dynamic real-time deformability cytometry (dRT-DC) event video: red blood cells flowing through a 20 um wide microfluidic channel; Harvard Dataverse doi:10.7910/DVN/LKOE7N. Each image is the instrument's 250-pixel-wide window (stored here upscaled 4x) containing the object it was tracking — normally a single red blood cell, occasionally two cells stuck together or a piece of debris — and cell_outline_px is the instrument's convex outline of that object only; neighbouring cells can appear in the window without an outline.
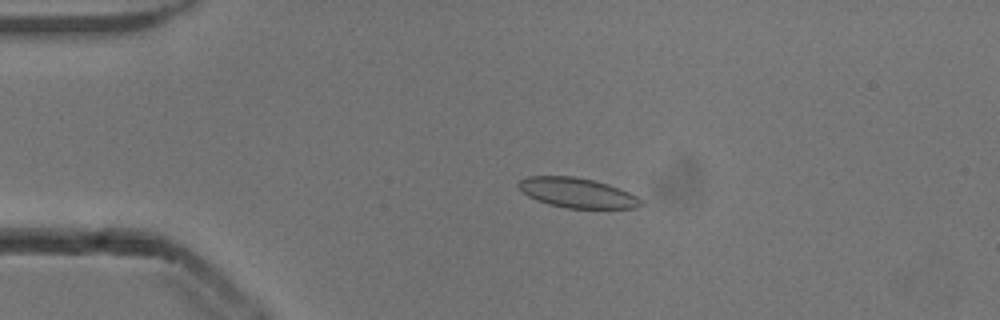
{"species": "common noctule bat (a hibernating species)", "species_latin": "Nyctalus noctula", "temperature_condition": "cold", "stored_images_in_passage": 53, "camera_frame_rate_fps": 3000, "um_per_image_px": 0.085, "animal": {"sex": "male", "body_mass_g": 13.3}, "frame": {"image": 1, "passage_image": 11, "time_ms": 3.333, "image_size_px": [1000, 320], "cell_outline_px": [[644, 204], [636, 208], [568, 208], [548, 204], [536, 200], [528, 196], [516, 184], [520, 180], [528, 176], [576, 176], [596, 180], [608, 184], [628, 192], [644, 200]], "centroid_in_image_um": [49.08, 16.38], "position_along_channel_um": 35.9, "area_um2": 21.39}}
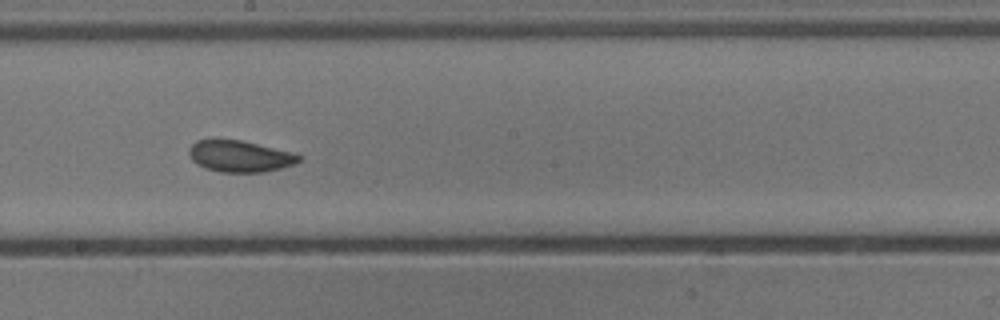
{"frame": {"image": 2, "passage_image": 29, "time_ms": 9.333, "image_size_px": [1000, 320], "cell_outline_px": [[304, 156], [296, 164], [264, 172], [220, 172], [204, 168], [196, 164], [192, 160], [188, 152], [188, 148], [196, 140], [240, 140], [292, 152]], "centroid_in_image_um": [20.39, 13.29], "position_along_channel_um": 227.8, "area_um2": 20.17}}
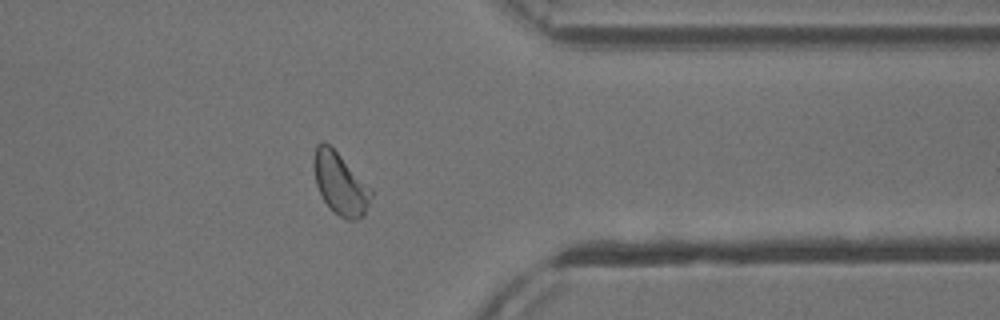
{"frame": {"image": 3, "passage_image": 42, "time_ms": 13.667, "image_size_px": [1000, 320], "cell_outline_px": [[372, 196], [364, 216], [356, 220], [348, 220], [340, 216], [324, 200], [316, 184], [312, 164], [312, 160], [316, 144], [320, 140], [324, 140], [372, 188]], "centroid_in_image_um": [28.91, 15.59], "position_along_channel_um": 382.5, "area_um2": 20.58}, "authors_computed_cell_mechanics": {"area_um2": 21.0392, "velocity_mm_per_s": 3.8214, "shape_relaxation_time_tau1_ms": 2.9279, "shape_relaxation_time_tau2_ms": 1.6248, "deformation_change_tau1": 0.0804, "deformation_change_tau2": 0.0529}}